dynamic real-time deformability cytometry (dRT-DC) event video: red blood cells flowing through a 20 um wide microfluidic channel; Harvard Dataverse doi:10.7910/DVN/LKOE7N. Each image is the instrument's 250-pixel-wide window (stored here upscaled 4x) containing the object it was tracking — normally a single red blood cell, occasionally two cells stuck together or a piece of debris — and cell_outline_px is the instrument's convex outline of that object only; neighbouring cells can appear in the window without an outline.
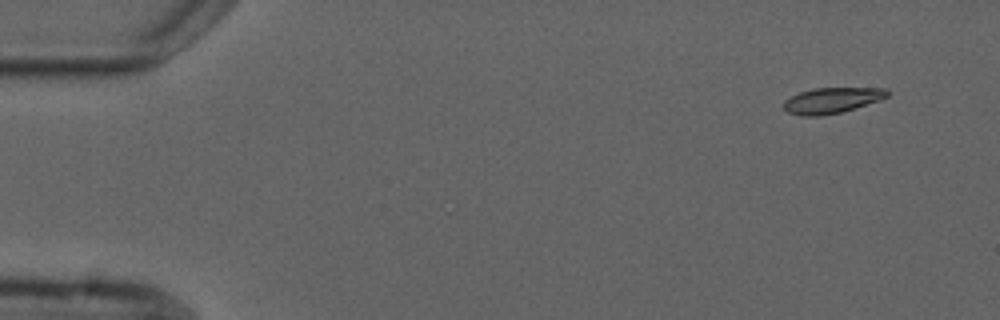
{"species": "common noctule bat (a hibernating species)", "species_latin": "Nyctalus noctula", "temperature_condition": "cold", "stored_images_in_passage": 5, "camera_frame_rate_fps": 3000, "um_per_image_px": 0.085, "animal": {"sex": "male", "forearm_length_mm": 52.5}, "frame": {"image": 1, "passage_image": 1, "time_ms": 0.0, "image_size_px": [1000, 320], "cell_outline_px": [[888, 96], [880, 100], [840, 112], [820, 116], [800, 116], [788, 112], [784, 108], [784, 100], [800, 92], [812, 88], [884, 88], [888, 92]], "centroid_in_image_um": [70.68, 8.53], "position_along_channel_um": 14.3, "area_um2": 15.32}}
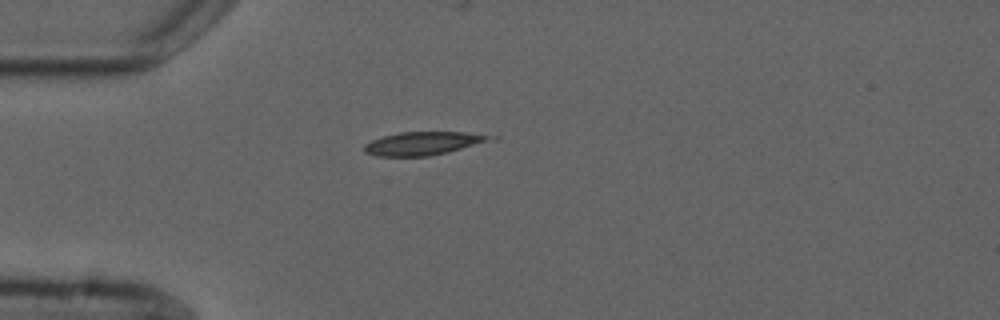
{"frame": {"image": 2, "passage_image": 4, "time_ms": 3.667, "image_size_px": [1000, 320], "cell_outline_px": [[488, 136], [484, 140], [448, 152], [428, 156], [376, 156], [364, 152], [364, 144], [372, 140], [384, 136], [400, 132], [464, 132]], "centroid_in_image_um": [35.74, 12.2], "position_along_channel_um": 49.3, "area_um2": 16.24}}